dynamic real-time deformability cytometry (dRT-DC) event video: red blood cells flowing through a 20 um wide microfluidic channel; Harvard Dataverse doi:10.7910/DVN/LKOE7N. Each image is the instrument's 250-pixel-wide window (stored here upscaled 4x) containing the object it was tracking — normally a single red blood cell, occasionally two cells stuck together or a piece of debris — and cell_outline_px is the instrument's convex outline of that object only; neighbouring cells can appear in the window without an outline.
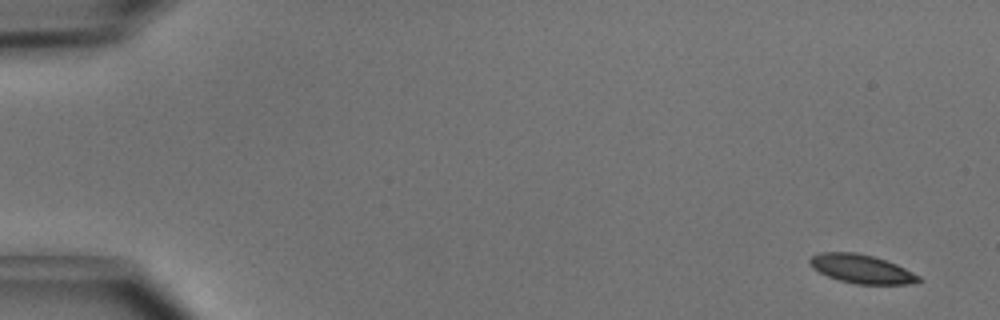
{"species": "common noctule bat (a hibernating species)", "species_latin": "Nyctalus noctula", "temperature_condition": "cold", "stored_images_in_passage": 4, "camera_frame_rate_fps": 3000, "um_per_image_px": 0.085, "animal": {"sex": "male", "body_mass_g": 15.6}, "frame": {"image": 1, "passage_image": 1, "time_ms": 0.0, "image_size_px": [1000, 320], "cell_outline_px": [[924, 280], [908, 284], [856, 284], [840, 280], [828, 276], [812, 268], [808, 264], [808, 260], [812, 256], [820, 252], [856, 252], [872, 256], [896, 264], [920, 276]], "centroid_in_image_um": [73.21, 22.85], "position_along_channel_um": 11.8, "area_um2": 18.15}}